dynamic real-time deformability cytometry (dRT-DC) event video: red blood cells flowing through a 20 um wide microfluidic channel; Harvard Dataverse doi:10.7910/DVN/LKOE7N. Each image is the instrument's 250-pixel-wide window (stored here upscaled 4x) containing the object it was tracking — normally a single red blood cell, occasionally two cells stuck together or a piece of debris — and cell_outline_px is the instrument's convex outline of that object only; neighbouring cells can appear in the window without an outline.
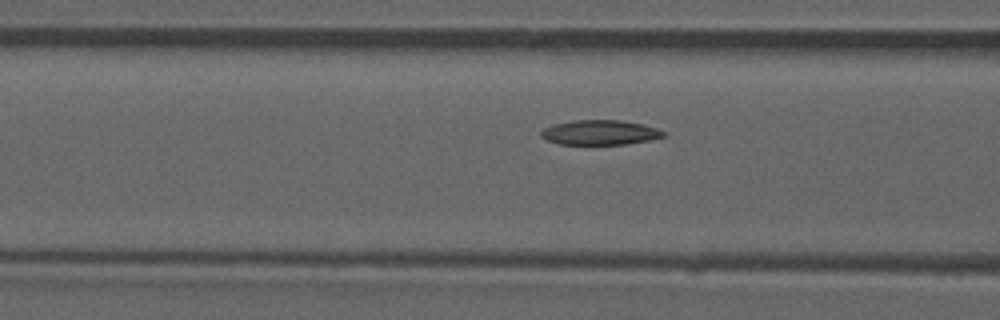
{"species": "common noctule bat (a hibernating species)", "species_latin": "Nyctalus noctula", "temperature_condition": "room temperature", "stored_images_in_passage": 7, "camera_frame_rate_fps": 3000, "um_per_image_px": 0.085, "animal": {"sex": "male", "forearm_length_mm": 52.5}, "frame": {"image": 1, "passage_image": 6, "time_ms": 7.0, "image_size_px": [1000, 320], "cell_outline_px": [[668, 136], [628, 144], [560, 144], [548, 140], [540, 136], [540, 132], [544, 128], [552, 124], [576, 120], [620, 120], [644, 124], [668, 132]], "centroid_in_image_um": [51.04, 11.26], "position_along_channel_um": 115.6, "area_um2": 17.8}}